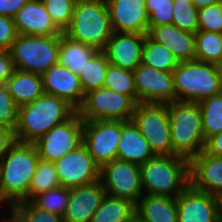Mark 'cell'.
<instances>
[{
  "label": "cell",
  "instance_id": "cell-23",
  "mask_svg": "<svg viewBox=\"0 0 222 222\" xmlns=\"http://www.w3.org/2000/svg\"><path fill=\"white\" fill-rule=\"evenodd\" d=\"M155 156L134 122L121 120V135L116 159L140 166Z\"/></svg>",
  "mask_w": 222,
  "mask_h": 222
},
{
  "label": "cell",
  "instance_id": "cell-7",
  "mask_svg": "<svg viewBox=\"0 0 222 222\" xmlns=\"http://www.w3.org/2000/svg\"><path fill=\"white\" fill-rule=\"evenodd\" d=\"M9 51L16 69L42 76L58 63L59 36L18 34Z\"/></svg>",
  "mask_w": 222,
  "mask_h": 222
},
{
  "label": "cell",
  "instance_id": "cell-36",
  "mask_svg": "<svg viewBox=\"0 0 222 222\" xmlns=\"http://www.w3.org/2000/svg\"><path fill=\"white\" fill-rule=\"evenodd\" d=\"M52 21L63 32L71 23L76 0H42Z\"/></svg>",
  "mask_w": 222,
  "mask_h": 222
},
{
  "label": "cell",
  "instance_id": "cell-50",
  "mask_svg": "<svg viewBox=\"0 0 222 222\" xmlns=\"http://www.w3.org/2000/svg\"><path fill=\"white\" fill-rule=\"evenodd\" d=\"M220 213L222 214V197L220 198Z\"/></svg>",
  "mask_w": 222,
  "mask_h": 222
},
{
  "label": "cell",
  "instance_id": "cell-18",
  "mask_svg": "<svg viewBox=\"0 0 222 222\" xmlns=\"http://www.w3.org/2000/svg\"><path fill=\"white\" fill-rule=\"evenodd\" d=\"M44 93L66 100L76 110L82 105L85 93L78 75L59 63L52 65L43 75Z\"/></svg>",
  "mask_w": 222,
  "mask_h": 222
},
{
  "label": "cell",
  "instance_id": "cell-51",
  "mask_svg": "<svg viewBox=\"0 0 222 222\" xmlns=\"http://www.w3.org/2000/svg\"><path fill=\"white\" fill-rule=\"evenodd\" d=\"M218 222H222V214L221 213L219 215V221Z\"/></svg>",
  "mask_w": 222,
  "mask_h": 222
},
{
  "label": "cell",
  "instance_id": "cell-3",
  "mask_svg": "<svg viewBox=\"0 0 222 222\" xmlns=\"http://www.w3.org/2000/svg\"><path fill=\"white\" fill-rule=\"evenodd\" d=\"M144 194L177 197L190 185V161L179 155H156L140 165Z\"/></svg>",
  "mask_w": 222,
  "mask_h": 222
},
{
  "label": "cell",
  "instance_id": "cell-25",
  "mask_svg": "<svg viewBox=\"0 0 222 222\" xmlns=\"http://www.w3.org/2000/svg\"><path fill=\"white\" fill-rule=\"evenodd\" d=\"M10 95L19 108L44 93L42 76L16 69L6 82Z\"/></svg>",
  "mask_w": 222,
  "mask_h": 222
},
{
  "label": "cell",
  "instance_id": "cell-27",
  "mask_svg": "<svg viewBox=\"0 0 222 222\" xmlns=\"http://www.w3.org/2000/svg\"><path fill=\"white\" fill-rule=\"evenodd\" d=\"M135 213V204L106 194L90 222H126Z\"/></svg>",
  "mask_w": 222,
  "mask_h": 222
},
{
  "label": "cell",
  "instance_id": "cell-32",
  "mask_svg": "<svg viewBox=\"0 0 222 222\" xmlns=\"http://www.w3.org/2000/svg\"><path fill=\"white\" fill-rule=\"evenodd\" d=\"M55 164L39 160L28 189V201L36 195L60 187Z\"/></svg>",
  "mask_w": 222,
  "mask_h": 222
},
{
  "label": "cell",
  "instance_id": "cell-15",
  "mask_svg": "<svg viewBox=\"0 0 222 222\" xmlns=\"http://www.w3.org/2000/svg\"><path fill=\"white\" fill-rule=\"evenodd\" d=\"M178 222H218L220 198L189 185L176 197Z\"/></svg>",
  "mask_w": 222,
  "mask_h": 222
},
{
  "label": "cell",
  "instance_id": "cell-29",
  "mask_svg": "<svg viewBox=\"0 0 222 222\" xmlns=\"http://www.w3.org/2000/svg\"><path fill=\"white\" fill-rule=\"evenodd\" d=\"M195 59L217 65L222 61V34L198 30L195 33Z\"/></svg>",
  "mask_w": 222,
  "mask_h": 222
},
{
  "label": "cell",
  "instance_id": "cell-44",
  "mask_svg": "<svg viewBox=\"0 0 222 222\" xmlns=\"http://www.w3.org/2000/svg\"><path fill=\"white\" fill-rule=\"evenodd\" d=\"M29 0H0V15L14 17Z\"/></svg>",
  "mask_w": 222,
  "mask_h": 222
},
{
  "label": "cell",
  "instance_id": "cell-41",
  "mask_svg": "<svg viewBox=\"0 0 222 222\" xmlns=\"http://www.w3.org/2000/svg\"><path fill=\"white\" fill-rule=\"evenodd\" d=\"M17 36L14 19L0 15V50H10Z\"/></svg>",
  "mask_w": 222,
  "mask_h": 222
},
{
  "label": "cell",
  "instance_id": "cell-35",
  "mask_svg": "<svg viewBox=\"0 0 222 222\" xmlns=\"http://www.w3.org/2000/svg\"><path fill=\"white\" fill-rule=\"evenodd\" d=\"M172 24L195 34L199 29L198 9L191 1L174 0Z\"/></svg>",
  "mask_w": 222,
  "mask_h": 222
},
{
  "label": "cell",
  "instance_id": "cell-40",
  "mask_svg": "<svg viewBox=\"0 0 222 222\" xmlns=\"http://www.w3.org/2000/svg\"><path fill=\"white\" fill-rule=\"evenodd\" d=\"M18 107L15 105L6 84L0 85V126L15 130Z\"/></svg>",
  "mask_w": 222,
  "mask_h": 222
},
{
  "label": "cell",
  "instance_id": "cell-42",
  "mask_svg": "<svg viewBox=\"0 0 222 222\" xmlns=\"http://www.w3.org/2000/svg\"><path fill=\"white\" fill-rule=\"evenodd\" d=\"M16 68L9 50H0V85L6 84Z\"/></svg>",
  "mask_w": 222,
  "mask_h": 222
},
{
  "label": "cell",
  "instance_id": "cell-46",
  "mask_svg": "<svg viewBox=\"0 0 222 222\" xmlns=\"http://www.w3.org/2000/svg\"><path fill=\"white\" fill-rule=\"evenodd\" d=\"M8 212L9 215L5 213L4 217L2 212L0 216V222H24L11 208H8Z\"/></svg>",
  "mask_w": 222,
  "mask_h": 222
},
{
  "label": "cell",
  "instance_id": "cell-9",
  "mask_svg": "<svg viewBox=\"0 0 222 222\" xmlns=\"http://www.w3.org/2000/svg\"><path fill=\"white\" fill-rule=\"evenodd\" d=\"M137 103L127 95L114 92L105 87L85 93L77 113L83 121L132 119Z\"/></svg>",
  "mask_w": 222,
  "mask_h": 222
},
{
  "label": "cell",
  "instance_id": "cell-26",
  "mask_svg": "<svg viewBox=\"0 0 222 222\" xmlns=\"http://www.w3.org/2000/svg\"><path fill=\"white\" fill-rule=\"evenodd\" d=\"M98 52L90 45L75 42L63 33L59 36L58 63L75 75H80L87 62Z\"/></svg>",
  "mask_w": 222,
  "mask_h": 222
},
{
  "label": "cell",
  "instance_id": "cell-34",
  "mask_svg": "<svg viewBox=\"0 0 222 222\" xmlns=\"http://www.w3.org/2000/svg\"><path fill=\"white\" fill-rule=\"evenodd\" d=\"M70 199V189L60 186L33 197L30 201L40 209L63 217Z\"/></svg>",
  "mask_w": 222,
  "mask_h": 222
},
{
  "label": "cell",
  "instance_id": "cell-2",
  "mask_svg": "<svg viewBox=\"0 0 222 222\" xmlns=\"http://www.w3.org/2000/svg\"><path fill=\"white\" fill-rule=\"evenodd\" d=\"M77 110L66 100L43 93L20 106L14 136L17 142L34 144L50 129L69 120Z\"/></svg>",
  "mask_w": 222,
  "mask_h": 222
},
{
  "label": "cell",
  "instance_id": "cell-10",
  "mask_svg": "<svg viewBox=\"0 0 222 222\" xmlns=\"http://www.w3.org/2000/svg\"><path fill=\"white\" fill-rule=\"evenodd\" d=\"M100 181L106 194L125 198L136 204L144 195L140 166L115 159L100 167Z\"/></svg>",
  "mask_w": 222,
  "mask_h": 222
},
{
  "label": "cell",
  "instance_id": "cell-49",
  "mask_svg": "<svg viewBox=\"0 0 222 222\" xmlns=\"http://www.w3.org/2000/svg\"><path fill=\"white\" fill-rule=\"evenodd\" d=\"M216 66H217V69L219 72L220 84L222 87V61L220 63H218Z\"/></svg>",
  "mask_w": 222,
  "mask_h": 222
},
{
  "label": "cell",
  "instance_id": "cell-28",
  "mask_svg": "<svg viewBox=\"0 0 222 222\" xmlns=\"http://www.w3.org/2000/svg\"><path fill=\"white\" fill-rule=\"evenodd\" d=\"M142 64L161 71L173 72L179 61L168 48L152 41L146 35L142 49Z\"/></svg>",
  "mask_w": 222,
  "mask_h": 222
},
{
  "label": "cell",
  "instance_id": "cell-16",
  "mask_svg": "<svg viewBox=\"0 0 222 222\" xmlns=\"http://www.w3.org/2000/svg\"><path fill=\"white\" fill-rule=\"evenodd\" d=\"M113 32L147 35L149 18L145 0H105Z\"/></svg>",
  "mask_w": 222,
  "mask_h": 222
},
{
  "label": "cell",
  "instance_id": "cell-13",
  "mask_svg": "<svg viewBox=\"0 0 222 222\" xmlns=\"http://www.w3.org/2000/svg\"><path fill=\"white\" fill-rule=\"evenodd\" d=\"M60 185L75 188L100 180V166L82 143L76 149L54 162Z\"/></svg>",
  "mask_w": 222,
  "mask_h": 222
},
{
  "label": "cell",
  "instance_id": "cell-37",
  "mask_svg": "<svg viewBox=\"0 0 222 222\" xmlns=\"http://www.w3.org/2000/svg\"><path fill=\"white\" fill-rule=\"evenodd\" d=\"M11 209L24 222H64L62 216L37 208L31 201L14 204Z\"/></svg>",
  "mask_w": 222,
  "mask_h": 222
},
{
  "label": "cell",
  "instance_id": "cell-30",
  "mask_svg": "<svg viewBox=\"0 0 222 222\" xmlns=\"http://www.w3.org/2000/svg\"><path fill=\"white\" fill-rule=\"evenodd\" d=\"M205 140L222 132V91L198 103Z\"/></svg>",
  "mask_w": 222,
  "mask_h": 222
},
{
  "label": "cell",
  "instance_id": "cell-5",
  "mask_svg": "<svg viewBox=\"0 0 222 222\" xmlns=\"http://www.w3.org/2000/svg\"><path fill=\"white\" fill-rule=\"evenodd\" d=\"M173 155L187 159L204 149L205 138L198 103L173 101L167 104Z\"/></svg>",
  "mask_w": 222,
  "mask_h": 222
},
{
  "label": "cell",
  "instance_id": "cell-17",
  "mask_svg": "<svg viewBox=\"0 0 222 222\" xmlns=\"http://www.w3.org/2000/svg\"><path fill=\"white\" fill-rule=\"evenodd\" d=\"M146 35L128 32H113L103 52L109 63L133 71L142 63V49Z\"/></svg>",
  "mask_w": 222,
  "mask_h": 222
},
{
  "label": "cell",
  "instance_id": "cell-33",
  "mask_svg": "<svg viewBox=\"0 0 222 222\" xmlns=\"http://www.w3.org/2000/svg\"><path fill=\"white\" fill-rule=\"evenodd\" d=\"M103 87L130 96L137 103V92L135 89L133 71L109 64Z\"/></svg>",
  "mask_w": 222,
  "mask_h": 222
},
{
  "label": "cell",
  "instance_id": "cell-14",
  "mask_svg": "<svg viewBox=\"0 0 222 222\" xmlns=\"http://www.w3.org/2000/svg\"><path fill=\"white\" fill-rule=\"evenodd\" d=\"M133 74L137 103L168 104L176 101L172 72L141 63L133 70Z\"/></svg>",
  "mask_w": 222,
  "mask_h": 222
},
{
  "label": "cell",
  "instance_id": "cell-48",
  "mask_svg": "<svg viewBox=\"0 0 222 222\" xmlns=\"http://www.w3.org/2000/svg\"><path fill=\"white\" fill-rule=\"evenodd\" d=\"M126 222H145L136 212Z\"/></svg>",
  "mask_w": 222,
  "mask_h": 222
},
{
  "label": "cell",
  "instance_id": "cell-47",
  "mask_svg": "<svg viewBox=\"0 0 222 222\" xmlns=\"http://www.w3.org/2000/svg\"><path fill=\"white\" fill-rule=\"evenodd\" d=\"M222 2V0H192L193 5L199 10L210 5Z\"/></svg>",
  "mask_w": 222,
  "mask_h": 222
},
{
  "label": "cell",
  "instance_id": "cell-12",
  "mask_svg": "<svg viewBox=\"0 0 222 222\" xmlns=\"http://www.w3.org/2000/svg\"><path fill=\"white\" fill-rule=\"evenodd\" d=\"M121 120L83 121V144L101 167L117 158Z\"/></svg>",
  "mask_w": 222,
  "mask_h": 222
},
{
  "label": "cell",
  "instance_id": "cell-21",
  "mask_svg": "<svg viewBox=\"0 0 222 222\" xmlns=\"http://www.w3.org/2000/svg\"><path fill=\"white\" fill-rule=\"evenodd\" d=\"M105 196L106 191L100 180L85 186L71 188L63 221L90 222Z\"/></svg>",
  "mask_w": 222,
  "mask_h": 222
},
{
  "label": "cell",
  "instance_id": "cell-4",
  "mask_svg": "<svg viewBox=\"0 0 222 222\" xmlns=\"http://www.w3.org/2000/svg\"><path fill=\"white\" fill-rule=\"evenodd\" d=\"M69 39L103 51L113 34L105 0H76L70 25L63 31Z\"/></svg>",
  "mask_w": 222,
  "mask_h": 222
},
{
  "label": "cell",
  "instance_id": "cell-6",
  "mask_svg": "<svg viewBox=\"0 0 222 222\" xmlns=\"http://www.w3.org/2000/svg\"><path fill=\"white\" fill-rule=\"evenodd\" d=\"M172 74L177 101L199 103L222 91L215 64L196 59L182 61Z\"/></svg>",
  "mask_w": 222,
  "mask_h": 222
},
{
  "label": "cell",
  "instance_id": "cell-45",
  "mask_svg": "<svg viewBox=\"0 0 222 222\" xmlns=\"http://www.w3.org/2000/svg\"><path fill=\"white\" fill-rule=\"evenodd\" d=\"M15 142L14 130L0 126V160Z\"/></svg>",
  "mask_w": 222,
  "mask_h": 222
},
{
  "label": "cell",
  "instance_id": "cell-1",
  "mask_svg": "<svg viewBox=\"0 0 222 222\" xmlns=\"http://www.w3.org/2000/svg\"><path fill=\"white\" fill-rule=\"evenodd\" d=\"M40 160L35 144L15 142L0 160V207L28 201V189Z\"/></svg>",
  "mask_w": 222,
  "mask_h": 222
},
{
  "label": "cell",
  "instance_id": "cell-8",
  "mask_svg": "<svg viewBox=\"0 0 222 222\" xmlns=\"http://www.w3.org/2000/svg\"><path fill=\"white\" fill-rule=\"evenodd\" d=\"M131 120L155 155H173L167 104L137 103Z\"/></svg>",
  "mask_w": 222,
  "mask_h": 222
},
{
  "label": "cell",
  "instance_id": "cell-31",
  "mask_svg": "<svg viewBox=\"0 0 222 222\" xmlns=\"http://www.w3.org/2000/svg\"><path fill=\"white\" fill-rule=\"evenodd\" d=\"M109 60L103 51H98L88 62L79 75L84 93L104 86Z\"/></svg>",
  "mask_w": 222,
  "mask_h": 222
},
{
  "label": "cell",
  "instance_id": "cell-38",
  "mask_svg": "<svg viewBox=\"0 0 222 222\" xmlns=\"http://www.w3.org/2000/svg\"><path fill=\"white\" fill-rule=\"evenodd\" d=\"M149 18V28L152 26L172 24L174 0H145Z\"/></svg>",
  "mask_w": 222,
  "mask_h": 222
},
{
  "label": "cell",
  "instance_id": "cell-43",
  "mask_svg": "<svg viewBox=\"0 0 222 222\" xmlns=\"http://www.w3.org/2000/svg\"><path fill=\"white\" fill-rule=\"evenodd\" d=\"M203 151L209 155L222 157V132L208 137L205 140Z\"/></svg>",
  "mask_w": 222,
  "mask_h": 222
},
{
  "label": "cell",
  "instance_id": "cell-22",
  "mask_svg": "<svg viewBox=\"0 0 222 222\" xmlns=\"http://www.w3.org/2000/svg\"><path fill=\"white\" fill-rule=\"evenodd\" d=\"M147 36L168 48L179 62L195 59L194 33L184 31L173 24H166L150 27Z\"/></svg>",
  "mask_w": 222,
  "mask_h": 222
},
{
  "label": "cell",
  "instance_id": "cell-24",
  "mask_svg": "<svg viewBox=\"0 0 222 222\" xmlns=\"http://www.w3.org/2000/svg\"><path fill=\"white\" fill-rule=\"evenodd\" d=\"M135 212L145 222H178L175 197L144 194L135 204Z\"/></svg>",
  "mask_w": 222,
  "mask_h": 222
},
{
  "label": "cell",
  "instance_id": "cell-11",
  "mask_svg": "<svg viewBox=\"0 0 222 222\" xmlns=\"http://www.w3.org/2000/svg\"><path fill=\"white\" fill-rule=\"evenodd\" d=\"M83 143V120L76 112L69 120L53 127L34 144L41 160L55 162Z\"/></svg>",
  "mask_w": 222,
  "mask_h": 222
},
{
  "label": "cell",
  "instance_id": "cell-20",
  "mask_svg": "<svg viewBox=\"0 0 222 222\" xmlns=\"http://www.w3.org/2000/svg\"><path fill=\"white\" fill-rule=\"evenodd\" d=\"M13 19L20 35L60 36L63 33L52 21L42 0H29Z\"/></svg>",
  "mask_w": 222,
  "mask_h": 222
},
{
  "label": "cell",
  "instance_id": "cell-19",
  "mask_svg": "<svg viewBox=\"0 0 222 222\" xmlns=\"http://www.w3.org/2000/svg\"><path fill=\"white\" fill-rule=\"evenodd\" d=\"M190 185L199 191L222 197V157L201 151L190 160Z\"/></svg>",
  "mask_w": 222,
  "mask_h": 222
},
{
  "label": "cell",
  "instance_id": "cell-39",
  "mask_svg": "<svg viewBox=\"0 0 222 222\" xmlns=\"http://www.w3.org/2000/svg\"><path fill=\"white\" fill-rule=\"evenodd\" d=\"M199 29L222 34V2L198 10Z\"/></svg>",
  "mask_w": 222,
  "mask_h": 222
}]
</instances>
